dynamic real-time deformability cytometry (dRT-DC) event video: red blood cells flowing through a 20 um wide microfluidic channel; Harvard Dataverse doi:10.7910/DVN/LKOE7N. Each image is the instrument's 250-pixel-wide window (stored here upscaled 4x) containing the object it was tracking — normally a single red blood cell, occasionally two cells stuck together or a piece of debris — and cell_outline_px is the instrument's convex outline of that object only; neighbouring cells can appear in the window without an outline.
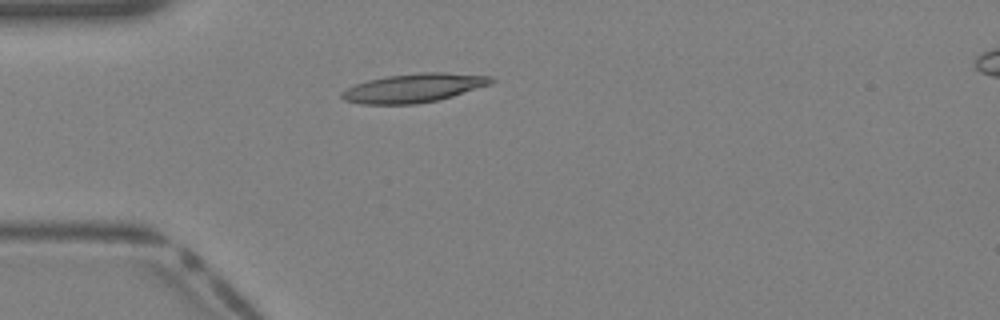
{"species": "Egyptian fruit bat (a non-hibernating species)", "species_latin": "Rousettus aegyptiacus", "temperature_condition": "warm", "stored_images_in_passage": 26, "camera_frame_rate_fps": 3000, "um_per_image_px": 0.085, "animal": {"sex": "female"}, "frame": {"image": 1, "passage_image": 1, "time_ms": 0.0, "image_size_px": [1000, 320], "cell_outline_px": [[496, 80], [492, 84], [452, 96], [436, 100], [416, 104], [360, 104], [344, 100], [340, 96], [340, 92], [356, 84], [368, 80], [388, 76], [420, 72], [444, 72], [488, 76]], "centroid_in_image_um": [35.16, 7.48], "position_along_channel_um": 49.8, "area_um2": 24.97}}
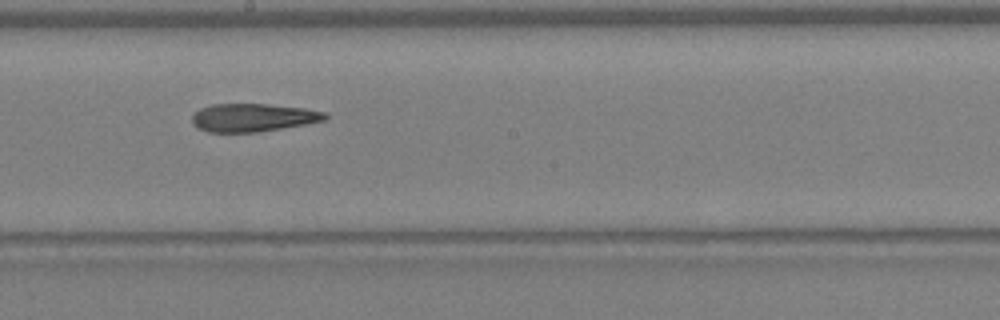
{"frame": {"image": 2, "passage_image": 12, "time_ms": 3.667, "image_size_px": [1000, 320], "cell_outline_px": [[328, 116], [324, 120], [304, 124], [256, 132], [208, 132], [192, 124], [192, 116], [200, 108], [212, 104], [268, 104], [304, 108], [324, 112]], "centroid_in_image_um": [21.47, 9.98], "position_along_channel_um": 226.7, "area_um2": 21.5}}
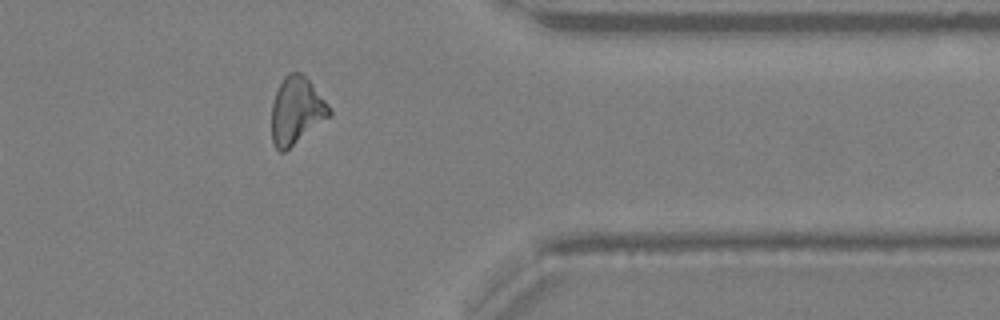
{"frame": {"image": 3, "passage_image": 22, "time_ms": 7.0, "image_size_px": [1000, 320], "cell_outline_px": [[332, 116], [284, 152], [280, 152], [276, 148], [272, 140], [272, 100], [284, 76], [288, 72], [300, 72], [312, 84], [332, 108]], "centroid_in_image_um": [25.22, 9.41], "position_along_channel_um": 386.2, "area_um2": 22.72}}